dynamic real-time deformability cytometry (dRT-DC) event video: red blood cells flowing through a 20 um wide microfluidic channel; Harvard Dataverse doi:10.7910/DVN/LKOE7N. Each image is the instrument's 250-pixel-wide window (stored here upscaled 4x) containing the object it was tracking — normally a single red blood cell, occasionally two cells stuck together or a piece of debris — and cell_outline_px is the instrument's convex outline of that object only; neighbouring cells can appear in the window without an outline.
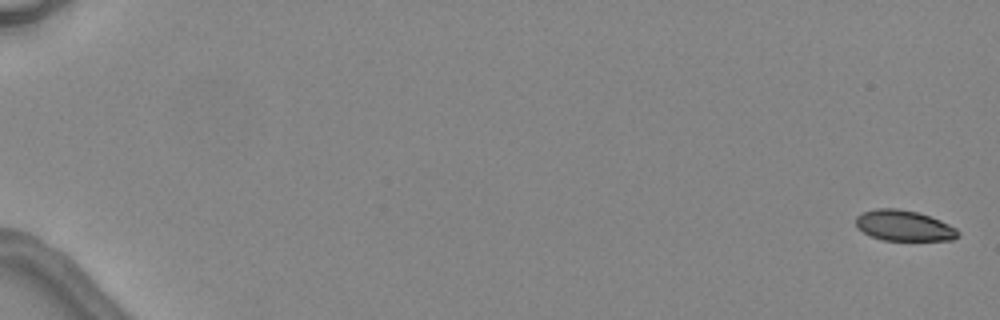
{"species": "common noctule bat (a hibernating species)", "species_latin": "Nyctalus noctula", "temperature_condition": "warm", "stored_images_in_passage": 5, "camera_frame_rate_fps": 3000, "um_per_image_px": 0.085, "animal": {"sex": "female", "body_mass_g": 24.6, "forearm_length_mm": 56.2}, "frame": {"image": 1, "passage_image": 1, "time_ms": 0.0, "image_size_px": [1000, 320], "cell_outline_px": [[960, 236], [952, 240], [884, 240], [872, 236], [856, 228], [856, 216], [864, 212], [876, 208], [896, 208], [916, 212], [940, 220], [956, 228], [960, 232]], "centroid_in_image_um": [76.84, 19.18], "position_along_channel_um": 8.2, "area_um2": 18.15}}